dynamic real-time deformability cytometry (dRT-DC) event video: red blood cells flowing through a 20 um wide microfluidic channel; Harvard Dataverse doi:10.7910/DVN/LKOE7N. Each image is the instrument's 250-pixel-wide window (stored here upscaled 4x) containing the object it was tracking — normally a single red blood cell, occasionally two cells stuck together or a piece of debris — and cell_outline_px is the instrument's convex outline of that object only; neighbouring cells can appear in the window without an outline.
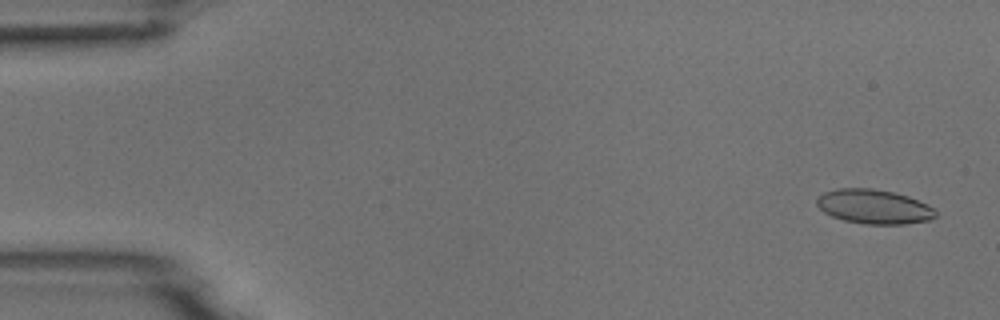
{"species": "common noctule bat (a hibernating species)", "species_latin": "Nyctalus noctula", "temperature_condition": "room temperature", "stored_images_in_passage": 7, "camera_frame_rate_fps": 3000, "um_per_image_px": 0.085, "animal": {"sex": "male", "body_mass_g": 18.8}, "frame": {"image": 1, "passage_image": 1, "time_ms": 0.0, "image_size_px": [1000, 320], "cell_outline_px": [[936, 216], [928, 220], [904, 224], [864, 224], [844, 220], [832, 216], [824, 212], [816, 204], [816, 200], [824, 192], [840, 188], [872, 188], [892, 192], [908, 196], [928, 204], [936, 212]], "centroid_in_image_um": [74.28, 17.56], "position_along_channel_um": 10.7, "area_um2": 23.64}}
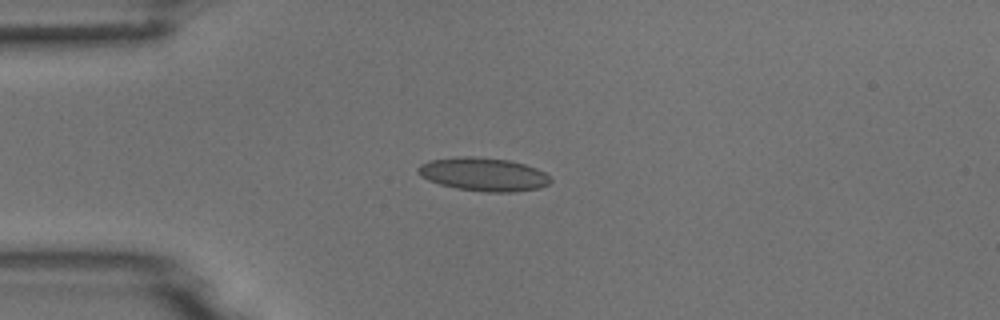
{"frame": {"image": 2, "passage_image": 4, "time_ms": 3.667, "image_size_px": [1000, 320], "cell_outline_px": [[552, 180], [548, 184], [540, 188], [512, 192], [484, 192], [456, 188], [440, 184], [428, 180], [420, 176], [416, 172], [416, 168], [420, 164], [428, 160], [456, 156], [472, 156], [508, 160], [524, 164], [536, 168], [544, 172]], "centroid_in_image_um": [41.04, 14.81], "position_along_channel_um": 44.0, "area_um2": 25.95}}